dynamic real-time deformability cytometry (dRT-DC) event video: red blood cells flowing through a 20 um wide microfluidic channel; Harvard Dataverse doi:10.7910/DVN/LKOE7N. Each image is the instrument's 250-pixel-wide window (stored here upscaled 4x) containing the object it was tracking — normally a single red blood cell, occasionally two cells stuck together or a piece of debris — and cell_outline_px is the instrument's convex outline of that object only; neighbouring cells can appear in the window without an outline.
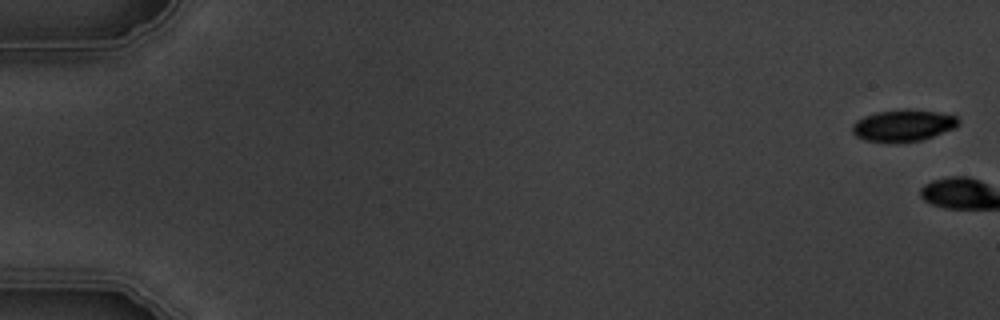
{"species": "common noctule bat (a hibernating species)", "species_latin": "Nyctalus noctula", "temperature_condition": "warm", "stored_images_in_passage": 9, "camera_frame_rate_fps": 3000, "um_per_image_px": 0.085, "animal": {"sex": "male", "body_mass_g": 19.5, "forearm_length_mm": 54.6}, "frame": {"image": 1, "passage_image": 1, "time_ms": 0.0, "image_size_px": [1000, 320], "cell_outline_px": [[960, 124], [956, 128], [920, 140], [896, 144], [888, 144], [864, 140], [856, 136], [852, 132], [852, 124], [856, 120], [864, 116], [876, 112], [904, 108], [908, 108], [936, 112], [956, 116], [960, 120]], "centroid_in_image_um": [76.75, 10.68], "position_along_channel_um": 8.3, "area_um2": 20.17}}
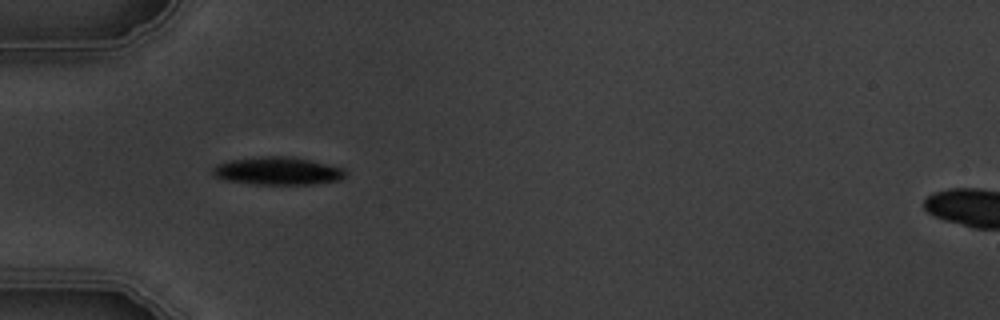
{"frame": {"image": 2, "passage_image": 6, "time_ms": 6.667, "image_size_px": [1000, 320], "cell_outline_px": [[348, 172], [340, 180], [312, 184], [252, 184], [224, 180], [216, 176], [212, 172], [212, 168], [216, 164], [232, 160], [264, 156], [292, 156], [344, 168]], "centroid_in_image_um": [23.61, 14.53], "position_along_channel_um": 61.4, "area_um2": 21.5}}